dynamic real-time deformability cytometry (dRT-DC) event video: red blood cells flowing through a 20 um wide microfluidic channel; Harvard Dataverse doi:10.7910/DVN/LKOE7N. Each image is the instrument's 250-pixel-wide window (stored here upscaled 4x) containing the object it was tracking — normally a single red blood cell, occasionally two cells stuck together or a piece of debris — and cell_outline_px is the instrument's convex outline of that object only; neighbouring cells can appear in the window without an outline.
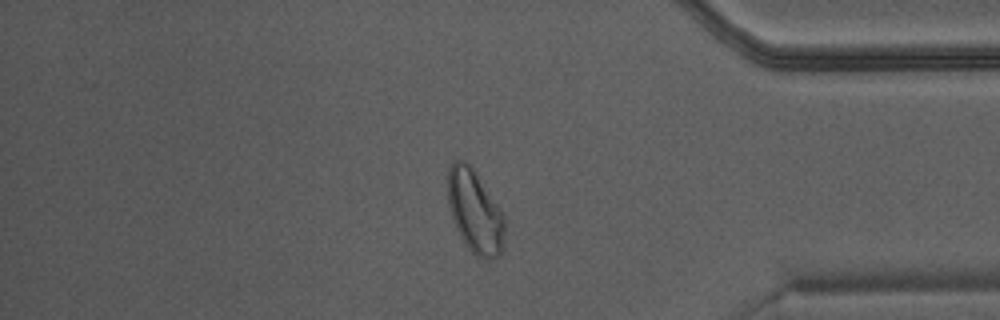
{"species": "Egyptian fruit bat (a non-hibernating species)", "species_latin": "Rousettus aegyptiacus", "temperature_condition": "warm", "stored_images_in_passage": 48, "camera_frame_rate_fps": 3000, "um_per_image_px": 0.085, "animal": {"sex": "male"}, "frame": {"image": 1, "passage_image": 41, "time_ms": 13.333, "image_size_px": [1000, 320], "cell_outline_px": [[504, 244], [500, 252], [496, 256], [488, 260], [472, 252], [468, 248], [460, 236], [452, 220], [448, 204], [448, 168], [452, 160], [464, 160], [472, 168], [504, 216]], "centroid_in_image_um": [40.33, 17.98], "position_along_channel_um": 394.9, "area_um2": 27.05}}